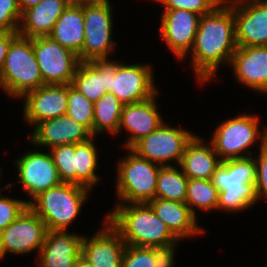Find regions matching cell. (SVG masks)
Here are the masks:
<instances>
[{
  "label": "cell",
  "mask_w": 267,
  "mask_h": 267,
  "mask_svg": "<svg viewBox=\"0 0 267 267\" xmlns=\"http://www.w3.org/2000/svg\"><path fill=\"white\" fill-rule=\"evenodd\" d=\"M238 48L232 6L224 0L212 12L200 17L193 46L192 67L198 81L212 79L219 65L230 64Z\"/></svg>",
  "instance_id": "obj_1"
},
{
  "label": "cell",
  "mask_w": 267,
  "mask_h": 267,
  "mask_svg": "<svg viewBox=\"0 0 267 267\" xmlns=\"http://www.w3.org/2000/svg\"><path fill=\"white\" fill-rule=\"evenodd\" d=\"M105 217L120 232L126 245L153 248L180 241L148 203L117 204Z\"/></svg>",
  "instance_id": "obj_2"
},
{
  "label": "cell",
  "mask_w": 267,
  "mask_h": 267,
  "mask_svg": "<svg viewBox=\"0 0 267 267\" xmlns=\"http://www.w3.org/2000/svg\"><path fill=\"white\" fill-rule=\"evenodd\" d=\"M211 181L219 190L217 209L239 212L258 201L256 162L251 156L223 160Z\"/></svg>",
  "instance_id": "obj_3"
},
{
  "label": "cell",
  "mask_w": 267,
  "mask_h": 267,
  "mask_svg": "<svg viewBox=\"0 0 267 267\" xmlns=\"http://www.w3.org/2000/svg\"><path fill=\"white\" fill-rule=\"evenodd\" d=\"M89 191L84 186L62 182L40 193L28 207L45 222L47 230L67 231L79 215Z\"/></svg>",
  "instance_id": "obj_4"
},
{
  "label": "cell",
  "mask_w": 267,
  "mask_h": 267,
  "mask_svg": "<svg viewBox=\"0 0 267 267\" xmlns=\"http://www.w3.org/2000/svg\"><path fill=\"white\" fill-rule=\"evenodd\" d=\"M45 85L37 63L32 38L18 35L10 44L0 75V87L12 97Z\"/></svg>",
  "instance_id": "obj_5"
},
{
  "label": "cell",
  "mask_w": 267,
  "mask_h": 267,
  "mask_svg": "<svg viewBox=\"0 0 267 267\" xmlns=\"http://www.w3.org/2000/svg\"><path fill=\"white\" fill-rule=\"evenodd\" d=\"M118 163L116 195L121 203H148L155 198L161 165L139 156L131 148ZM123 202V203H122Z\"/></svg>",
  "instance_id": "obj_6"
},
{
  "label": "cell",
  "mask_w": 267,
  "mask_h": 267,
  "mask_svg": "<svg viewBox=\"0 0 267 267\" xmlns=\"http://www.w3.org/2000/svg\"><path fill=\"white\" fill-rule=\"evenodd\" d=\"M212 137L213 148L222 161L248 157L253 153H243L257 142V139L267 141V127L260 133L259 116L244 113L220 123Z\"/></svg>",
  "instance_id": "obj_7"
},
{
  "label": "cell",
  "mask_w": 267,
  "mask_h": 267,
  "mask_svg": "<svg viewBox=\"0 0 267 267\" xmlns=\"http://www.w3.org/2000/svg\"><path fill=\"white\" fill-rule=\"evenodd\" d=\"M112 7L109 0H92L83 5L85 36L82 62L108 59L115 48L112 35Z\"/></svg>",
  "instance_id": "obj_8"
},
{
  "label": "cell",
  "mask_w": 267,
  "mask_h": 267,
  "mask_svg": "<svg viewBox=\"0 0 267 267\" xmlns=\"http://www.w3.org/2000/svg\"><path fill=\"white\" fill-rule=\"evenodd\" d=\"M194 134L184 129L162 124L148 136L139 140L131 149L139 156L161 166H171L169 161L180 164L186 144ZM167 163V164H166Z\"/></svg>",
  "instance_id": "obj_9"
},
{
  "label": "cell",
  "mask_w": 267,
  "mask_h": 267,
  "mask_svg": "<svg viewBox=\"0 0 267 267\" xmlns=\"http://www.w3.org/2000/svg\"><path fill=\"white\" fill-rule=\"evenodd\" d=\"M32 45L44 84H71L78 55L49 36L32 38Z\"/></svg>",
  "instance_id": "obj_10"
},
{
  "label": "cell",
  "mask_w": 267,
  "mask_h": 267,
  "mask_svg": "<svg viewBox=\"0 0 267 267\" xmlns=\"http://www.w3.org/2000/svg\"><path fill=\"white\" fill-rule=\"evenodd\" d=\"M15 163L23 189L31 196L28 204L40 193L62 183L49 151L25 153Z\"/></svg>",
  "instance_id": "obj_11"
},
{
  "label": "cell",
  "mask_w": 267,
  "mask_h": 267,
  "mask_svg": "<svg viewBox=\"0 0 267 267\" xmlns=\"http://www.w3.org/2000/svg\"><path fill=\"white\" fill-rule=\"evenodd\" d=\"M47 228L45 222L27 207L21 215L0 232L5 254L7 252L24 254L40 249L45 240Z\"/></svg>",
  "instance_id": "obj_12"
},
{
  "label": "cell",
  "mask_w": 267,
  "mask_h": 267,
  "mask_svg": "<svg viewBox=\"0 0 267 267\" xmlns=\"http://www.w3.org/2000/svg\"><path fill=\"white\" fill-rule=\"evenodd\" d=\"M226 1L233 8L237 46H267V1Z\"/></svg>",
  "instance_id": "obj_13"
},
{
  "label": "cell",
  "mask_w": 267,
  "mask_h": 267,
  "mask_svg": "<svg viewBox=\"0 0 267 267\" xmlns=\"http://www.w3.org/2000/svg\"><path fill=\"white\" fill-rule=\"evenodd\" d=\"M23 117L34 127L46 120L66 114L68 84H45L24 96Z\"/></svg>",
  "instance_id": "obj_14"
},
{
  "label": "cell",
  "mask_w": 267,
  "mask_h": 267,
  "mask_svg": "<svg viewBox=\"0 0 267 267\" xmlns=\"http://www.w3.org/2000/svg\"><path fill=\"white\" fill-rule=\"evenodd\" d=\"M200 17L184 9H164L159 34L177 58L183 59L190 52Z\"/></svg>",
  "instance_id": "obj_15"
},
{
  "label": "cell",
  "mask_w": 267,
  "mask_h": 267,
  "mask_svg": "<svg viewBox=\"0 0 267 267\" xmlns=\"http://www.w3.org/2000/svg\"><path fill=\"white\" fill-rule=\"evenodd\" d=\"M152 66L120 63L112 75V92L123 104L147 100L158 93L154 87Z\"/></svg>",
  "instance_id": "obj_16"
},
{
  "label": "cell",
  "mask_w": 267,
  "mask_h": 267,
  "mask_svg": "<svg viewBox=\"0 0 267 267\" xmlns=\"http://www.w3.org/2000/svg\"><path fill=\"white\" fill-rule=\"evenodd\" d=\"M102 230L82 239V253L94 267H121L126 244L120 232L105 217Z\"/></svg>",
  "instance_id": "obj_17"
},
{
  "label": "cell",
  "mask_w": 267,
  "mask_h": 267,
  "mask_svg": "<svg viewBox=\"0 0 267 267\" xmlns=\"http://www.w3.org/2000/svg\"><path fill=\"white\" fill-rule=\"evenodd\" d=\"M30 136L32 144L50 148L83 143L94 137L84 125L67 114L38 123Z\"/></svg>",
  "instance_id": "obj_18"
},
{
  "label": "cell",
  "mask_w": 267,
  "mask_h": 267,
  "mask_svg": "<svg viewBox=\"0 0 267 267\" xmlns=\"http://www.w3.org/2000/svg\"><path fill=\"white\" fill-rule=\"evenodd\" d=\"M157 95L156 93L147 100L123 105L118 133L122 128L130 132L124 144L126 149L132 148L162 124L163 119L155 102Z\"/></svg>",
  "instance_id": "obj_19"
},
{
  "label": "cell",
  "mask_w": 267,
  "mask_h": 267,
  "mask_svg": "<svg viewBox=\"0 0 267 267\" xmlns=\"http://www.w3.org/2000/svg\"><path fill=\"white\" fill-rule=\"evenodd\" d=\"M230 65L239 83L267 94V46L238 47Z\"/></svg>",
  "instance_id": "obj_20"
},
{
  "label": "cell",
  "mask_w": 267,
  "mask_h": 267,
  "mask_svg": "<svg viewBox=\"0 0 267 267\" xmlns=\"http://www.w3.org/2000/svg\"><path fill=\"white\" fill-rule=\"evenodd\" d=\"M83 235L64 230H47L38 253L40 267H74L82 253Z\"/></svg>",
  "instance_id": "obj_21"
},
{
  "label": "cell",
  "mask_w": 267,
  "mask_h": 267,
  "mask_svg": "<svg viewBox=\"0 0 267 267\" xmlns=\"http://www.w3.org/2000/svg\"><path fill=\"white\" fill-rule=\"evenodd\" d=\"M148 204L179 240L204 233V229L197 226V216L186 203L154 198Z\"/></svg>",
  "instance_id": "obj_22"
},
{
  "label": "cell",
  "mask_w": 267,
  "mask_h": 267,
  "mask_svg": "<svg viewBox=\"0 0 267 267\" xmlns=\"http://www.w3.org/2000/svg\"><path fill=\"white\" fill-rule=\"evenodd\" d=\"M222 160L213 145H205L201 137L194 135L186 144L179 167L188 179L211 180Z\"/></svg>",
  "instance_id": "obj_23"
},
{
  "label": "cell",
  "mask_w": 267,
  "mask_h": 267,
  "mask_svg": "<svg viewBox=\"0 0 267 267\" xmlns=\"http://www.w3.org/2000/svg\"><path fill=\"white\" fill-rule=\"evenodd\" d=\"M66 7L62 0H42L22 13L18 34L26 38L49 36Z\"/></svg>",
  "instance_id": "obj_24"
},
{
  "label": "cell",
  "mask_w": 267,
  "mask_h": 267,
  "mask_svg": "<svg viewBox=\"0 0 267 267\" xmlns=\"http://www.w3.org/2000/svg\"><path fill=\"white\" fill-rule=\"evenodd\" d=\"M84 36L83 6H67L49 35L53 41L78 55L80 62H82Z\"/></svg>",
  "instance_id": "obj_25"
},
{
  "label": "cell",
  "mask_w": 267,
  "mask_h": 267,
  "mask_svg": "<svg viewBox=\"0 0 267 267\" xmlns=\"http://www.w3.org/2000/svg\"><path fill=\"white\" fill-rule=\"evenodd\" d=\"M71 85L90 101H98L106 93L104 59L79 62Z\"/></svg>",
  "instance_id": "obj_26"
},
{
  "label": "cell",
  "mask_w": 267,
  "mask_h": 267,
  "mask_svg": "<svg viewBox=\"0 0 267 267\" xmlns=\"http://www.w3.org/2000/svg\"><path fill=\"white\" fill-rule=\"evenodd\" d=\"M123 103L111 92H106L98 101L94 102V121L92 135L110 132L118 133Z\"/></svg>",
  "instance_id": "obj_27"
},
{
  "label": "cell",
  "mask_w": 267,
  "mask_h": 267,
  "mask_svg": "<svg viewBox=\"0 0 267 267\" xmlns=\"http://www.w3.org/2000/svg\"><path fill=\"white\" fill-rule=\"evenodd\" d=\"M174 165L162 166L156 183L155 198L174 200L185 203L188 177Z\"/></svg>",
  "instance_id": "obj_28"
},
{
  "label": "cell",
  "mask_w": 267,
  "mask_h": 267,
  "mask_svg": "<svg viewBox=\"0 0 267 267\" xmlns=\"http://www.w3.org/2000/svg\"><path fill=\"white\" fill-rule=\"evenodd\" d=\"M93 137L83 143L75 144L76 184L90 190L98 183L95 173L98 163V154Z\"/></svg>",
  "instance_id": "obj_29"
},
{
  "label": "cell",
  "mask_w": 267,
  "mask_h": 267,
  "mask_svg": "<svg viewBox=\"0 0 267 267\" xmlns=\"http://www.w3.org/2000/svg\"><path fill=\"white\" fill-rule=\"evenodd\" d=\"M219 190L211 180L189 179L185 203L196 216V208L201 210L217 209Z\"/></svg>",
  "instance_id": "obj_30"
},
{
  "label": "cell",
  "mask_w": 267,
  "mask_h": 267,
  "mask_svg": "<svg viewBox=\"0 0 267 267\" xmlns=\"http://www.w3.org/2000/svg\"><path fill=\"white\" fill-rule=\"evenodd\" d=\"M66 114L84 125L92 134L94 102L86 98L71 84H68V107Z\"/></svg>",
  "instance_id": "obj_31"
},
{
  "label": "cell",
  "mask_w": 267,
  "mask_h": 267,
  "mask_svg": "<svg viewBox=\"0 0 267 267\" xmlns=\"http://www.w3.org/2000/svg\"><path fill=\"white\" fill-rule=\"evenodd\" d=\"M60 180L76 184L75 144L54 146L49 149Z\"/></svg>",
  "instance_id": "obj_32"
},
{
  "label": "cell",
  "mask_w": 267,
  "mask_h": 267,
  "mask_svg": "<svg viewBox=\"0 0 267 267\" xmlns=\"http://www.w3.org/2000/svg\"><path fill=\"white\" fill-rule=\"evenodd\" d=\"M121 267H155L154 247L126 245Z\"/></svg>",
  "instance_id": "obj_33"
},
{
  "label": "cell",
  "mask_w": 267,
  "mask_h": 267,
  "mask_svg": "<svg viewBox=\"0 0 267 267\" xmlns=\"http://www.w3.org/2000/svg\"><path fill=\"white\" fill-rule=\"evenodd\" d=\"M21 18L18 0H0V31L18 33Z\"/></svg>",
  "instance_id": "obj_34"
},
{
  "label": "cell",
  "mask_w": 267,
  "mask_h": 267,
  "mask_svg": "<svg viewBox=\"0 0 267 267\" xmlns=\"http://www.w3.org/2000/svg\"><path fill=\"white\" fill-rule=\"evenodd\" d=\"M164 9H184L201 16L212 12L224 0H156Z\"/></svg>",
  "instance_id": "obj_35"
},
{
  "label": "cell",
  "mask_w": 267,
  "mask_h": 267,
  "mask_svg": "<svg viewBox=\"0 0 267 267\" xmlns=\"http://www.w3.org/2000/svg\"><path fill=\"white\" fill-rule=\"evenodd\" d=\"M28 207V201L0 195V232L14 222Z\"/></svg>",
  "instance_id": "obj_36"
},
{
  "label": "cell",
  "mask_w": 267,
  "mask_h": 267,
  "mask_svg": "<svg viewBox=\"0 0 267 267\" xmlns=\"http://www.w3.org/2000/svg\"><path fill=\"white\" fill-rule=\"evenodd\" d=\"M260 154L256 162V194L257 198L267 199V141H260ZM258 158V159H257ZM265 196V197H264Z\"/></svg>",
  "instance_id": "obj_37"
},
{
  "label": "cell",
  "mask_w": 267,
  "mask_h": 267,
  "mask_svg": "<svg viewBox=\"0 0 267 267\" xmlns=\"http://www.w3.org/2000/svg\"><path fill=\"white\" fill-rule=\"evenodd\" d=\"M177 244L173 243L168 246L154 247L155 267H173L175 247Z\"/></svg>",
  "instance_id": "obj_38"
},
{
  "label": "cell",
  "mask_w": 267,
  "mask_h": 267,
  "mask_svg": "<svg viewBox=\"0 0 267 267\" xmlns=\"http://www.w3.org/2000/svg\"><path fill=\"white\" fill-rule=\"evenodd\" d=\"M18 35L19 34L15 32L0 31V75L5 63L9 46Z\"/></svg>",
  "instance_id": "obj_39"
},
{
  "label": "cell",
  "mask_w": 267,
  "mask_h": 267,
  "mask_svg": "<svg viewBox=\"0 0 267 267\" xmlns=\"http://www.w3.org/2000/svg\"><path fill=\"white\" fill-rule=\"evenodd\" d=\"M118 61L104 59V87L106 92H112V75H116Z\"/></svg>",
  "instance_id": "obj_40"
},
{
  "label": "cell",
  "mask_w": 267,
  "mask_h": 267,
  "mask_svg": "<svg viewBox=\"0 0 267 267\" xmlns=\"http://www.w3.org/2000/svg\"><path fill=\"white\" fill-rule=\"evenodd\" d=\"M42 0H18L21 12L39 4Z\"/></svg>",
  "instance_id": "obj_41"
},
{
  "label": "cell",
  "mask_w": 267,
  "mask_h": 267,
  "mask_svg": "<svg viewBox=\"0 0 267 267\" xmlns=\"http://www.w3.org/2000/svg\"><path fill=\"white\" fill-rule=\"evenodd\" d=\"M74 267H94L84 256H80L74 264Z\"/></svg>",
  "instance_id": "obj_42"
},
{
  "label": "cell",
  "mask_w": 267,
  "mask_h": 267,
  "mask_svg": "<svg viewBox=\"0 0 267 267\" xmlns=\"http://www.w3.org/2000/svg\"><path fill=\"white\" fill-rule=\"evenodd\" d=\"M67 6H83L92 0H62Z\"/></svg>",
  "instance_id": "obj_43"
},
{
  "label": "cell",
  "mask_w": 267,
  "mask_h": 267,
  "mask_svg": "<svg viewBox=\"0 0 267 267\" xmlns=\"http://www.w3.org/2000/svg\"><path fill=\"white\" fill-rule=\"evenodd\" d=\"M5 255L6 254H5L4 249H3V244H2L1 239H0V260L2 258H4Z\"/></svg>",
  "instance_id": "obj_44"
},
{
  "label": "cell",
  "mask_w": 267,
  "mask_h": 267,
  "mask_svg": "<svg viewBox=\"0 0 267 267\" xmlns=\"http://www.w3.org/2000/svg\"><path fill=\"white\" fill-rule=\"evenodd\" d=\"M235 2L267 1V0H232Z\"/></svg>",
  "instance_id": "obj_45"
}]
</instances>
